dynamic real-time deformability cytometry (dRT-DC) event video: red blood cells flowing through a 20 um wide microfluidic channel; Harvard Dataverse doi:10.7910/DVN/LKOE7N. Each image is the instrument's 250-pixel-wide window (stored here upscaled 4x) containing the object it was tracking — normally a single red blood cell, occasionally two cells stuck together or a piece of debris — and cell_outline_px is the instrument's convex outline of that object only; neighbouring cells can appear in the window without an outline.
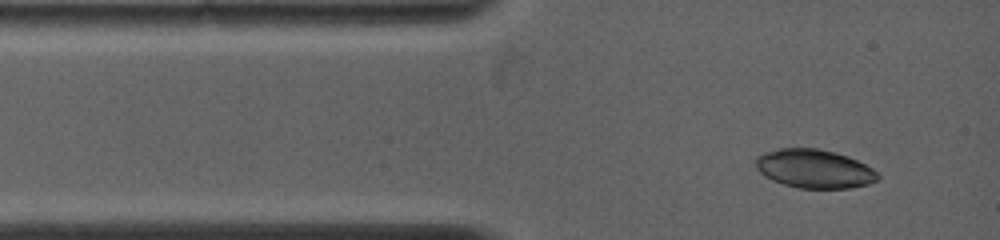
{"species": "common noctule bat (a hibernating species)", "species_latin": "Nyctalus noctula", "temperature_condition": "warm", "stored_images_in_passage": 29, "camera_frame_rate_fps": 5000, "um_per_image_px": 0.085, "animal": {"sex": "female", "body_mass_g": 19.0, "forearm_length_mm": 53.3}, "frame": {"image": 1, "passage_image": 1, "time_ms": 0.0, "image_size_px": [1000, 240], "cell_outline_px": [[880, 176], [876, 180], [868, 184], [848, 188], [800, 188], [784, 184], [772, 180], [764, 176], [756, 168], [756, 156], [764, 152], [780, 148], [816, 148], [848, 156], [872, 168]], "centroid_in_image_um": [69.18, 14.34], "position_along_channel_um": 15.8, "area_um2": 27.34}}
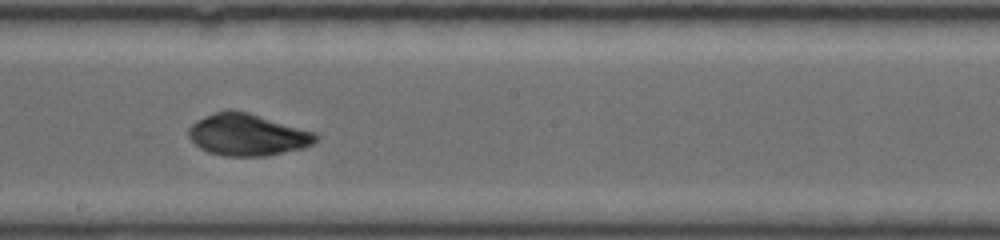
{"frame": {"image": 2, "passage_image": 17, "time_ms": 6.0, "image_size_px": [1000, 240], "cell_outline_px": [[320, 136], [312, 144], [304, 148], [264, 156], [224, 156], [208, 152], [200, 148], [188, 136], [188, 128], [192, 124], [212, 112], [224, 108], [232, 108], [248, 112], [316, 132]], "centroid_in_image_um": [21.03, 11.43], "position_along_channel_um": 227.2, "area_um2": 31.33}}
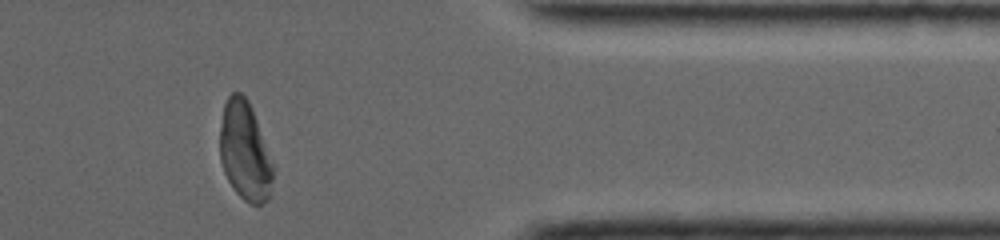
{"frame": {"image": 3, "passage_image": 29, "time_ms": 10.6, "image_size_px": [1000, 240], "cell_outline_px": [[272, 180], [268, 200], [260, 204], [248, 204], [236, 192], [228, 180], [224, 172], [220, 160], [220, 128], [224, 104], [228, 96], [232, 92], [240, 92], [248, 100], [252, 108], [272, 164]], "centroid_in_image_um": [20.78, 12.85], "position_along_channel_um": 390.6, "area_um2": 30.17}}